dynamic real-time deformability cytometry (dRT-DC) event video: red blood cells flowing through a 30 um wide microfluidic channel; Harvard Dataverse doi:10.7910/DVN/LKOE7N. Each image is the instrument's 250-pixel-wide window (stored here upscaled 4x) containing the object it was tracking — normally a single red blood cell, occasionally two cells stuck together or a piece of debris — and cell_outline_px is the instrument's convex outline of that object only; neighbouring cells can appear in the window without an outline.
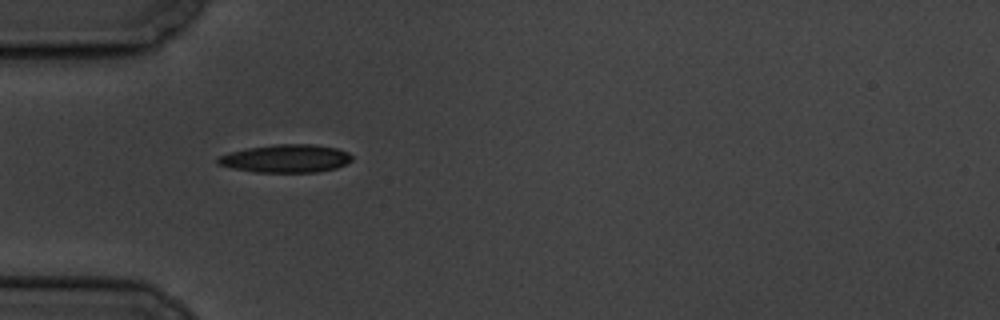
{"species": "common noctule bat (a hibernating species)", "species_latin": "Nyctalus noctula", "temperature_condition": "cold", "stored_images_in_passage": 7, "camera_frame_rate_fps": 3000, "um_per_image_px": 0.085, "animal": {"sex": "male", "body_mass_g": 19.5, "forearm_length_mm": 54.6}, "frame": {"image": 1, "passage_image": 5, "time_ms": 5.333, "image_size_px": [1000, 320], "cell_outline_px": [[352, 160], [336, 168], [316, 172], [256, 172], [232, 168], [216, 164], [216, 160], [220, 156], [232, 152], [248, 148], [276, 144], [312, 144], [336, 148], [348, 152], [352, 156]], "centroid_in_image_um": [24.3, 13.47], "position_along_channel_um": 60.7, "area_um2": 21.73}}
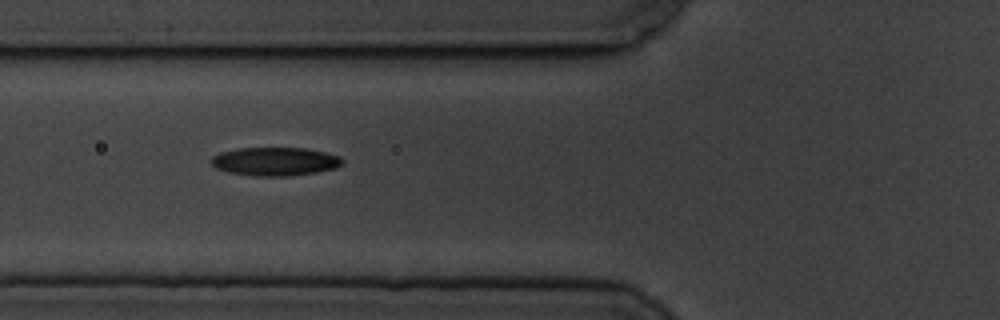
{"frame": {"image": 2, "passage_image": 6, "time_ms": 6.667, "image_size_px": [1000, 320], "cell_outline_px": [[344, 160], [336, 168], [316, 172], [288, 176], [256, 176], [232, 172], [216, 168], [212, 164], [212, 156], [220, 152], [240, 148], [304, 148], [324, 152], [340, 156]], "centroid_in_image_um": [23.4, 13.72], "position_along_channel_um": 102.4, "area_um2": 21.5}}
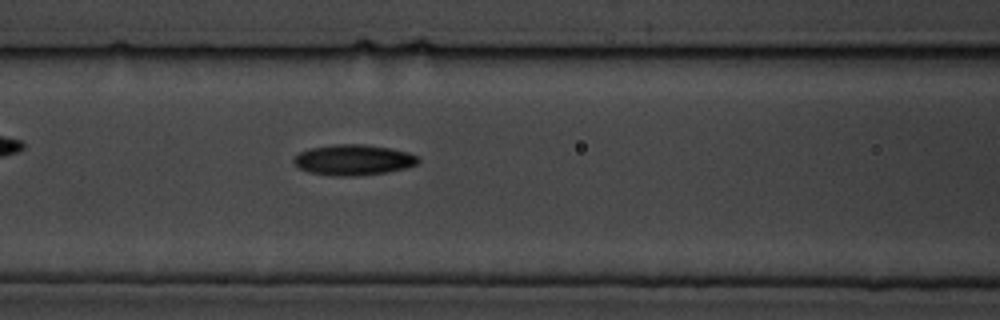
{"frame": {"image": 3, "passage_image": 7, "time_ms": 7.667, "image_size_px": [1000, 320], "cell_outline_px": [[420, 160], [416, 164], [404, 168], [388, 172], [356, 176], [332, 176], [308, 172], [300, 168], [292, 160], [300, 152], [308, 148], [336, 144], [364, 144], [388, 148], [408, 152], [416, 156]], "centroid_in_image_um": [30.01, 13.59], "position_along_channel_um": 136.6, "area_um2": 22.14}}